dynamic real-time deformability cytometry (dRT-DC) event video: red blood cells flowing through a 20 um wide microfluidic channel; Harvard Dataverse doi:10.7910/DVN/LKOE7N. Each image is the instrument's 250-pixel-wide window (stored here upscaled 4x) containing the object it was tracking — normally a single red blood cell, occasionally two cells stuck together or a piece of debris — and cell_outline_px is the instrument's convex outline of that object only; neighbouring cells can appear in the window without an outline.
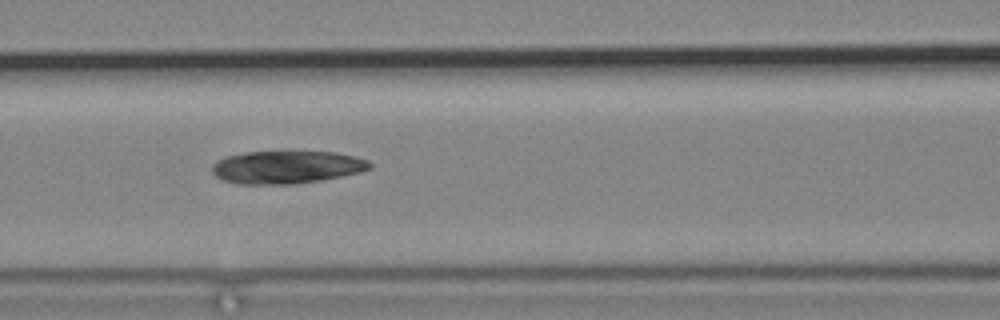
{"species": "common noctule bat (a hibernating species)", "species_latin": "Nyctalus noctula", "temperature_condition": "cold", "stored_images_in_passage": 7, "camera_frame_rate_fps": 3000, "um_per_image_px": 0.085, "animal": {"sex": "male", "body_mass_g": 19.2, "forearm_length_mm": 51.8}, "frame": {"image": 1, "passage_image": 6, "time_ms": 7.0, "image_size_px": [1000, 320], "cell_outline_px": [[372, 168], [360, 172], [320, 180], [296, 184], [236, 184], [220, 180], [212, 172], [212, 164], [216, 160], [224, 156], [244, 152], [336, 152], [368, 160], [372, 164]], "centroid_in_image_um": [24.31, 14.21], "position_along_channel_um": 142.3, "area_um2": 30.29}}
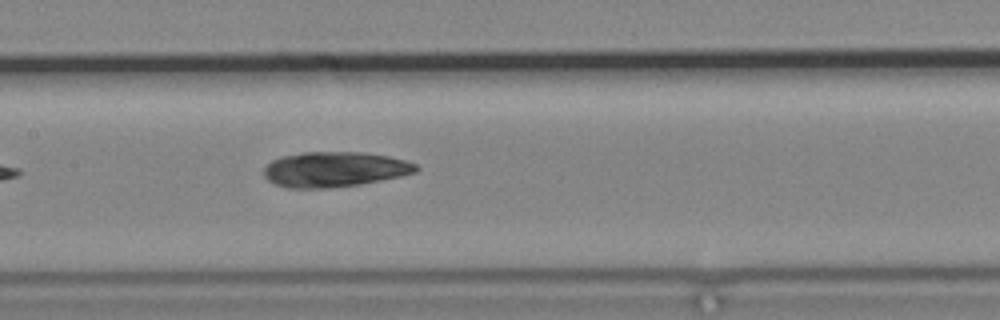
{"frame": {"image": 2, "passage_image": 7, "time_ms": 8.0, "image_size_px": [1000, 320], "cell_outline_px": [[420, 168], [416, 172], [400, 176], [360, 184], [324, 188], [288, 188], [276, 184], [268, 180], [264, 176], [264, 168], [272, 160], [284, 156], [304, 152], [364, 152], [388, 156], [404, 160], [416, 164]], "centroid_in_image_um": [28.44, 14.39], "position_along_channel_um": 179.0, "area_um2": 30.98}}